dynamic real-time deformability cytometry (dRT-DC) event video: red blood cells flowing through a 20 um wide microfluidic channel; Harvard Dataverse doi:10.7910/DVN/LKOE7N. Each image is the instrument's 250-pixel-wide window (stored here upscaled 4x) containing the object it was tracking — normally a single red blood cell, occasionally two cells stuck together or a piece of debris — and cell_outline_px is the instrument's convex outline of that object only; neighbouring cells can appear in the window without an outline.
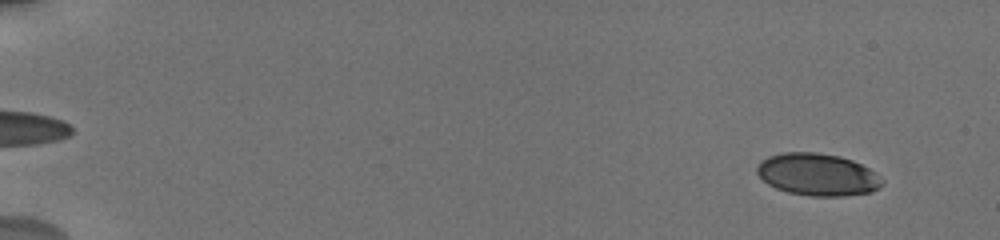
{"species": "human", "species_latin": "Homo sapiens", "temperature_condition": "cold", "stored_images_in_passage": 43, "camera_frame_rate_fps": 3000, "um_per_image_px": 0.085, "donor": {"sex": "male"}, "frame": {"image": 1, "passage_image": 4, "time_ms": 1.333, "image_size_px": [1000, 240], "cell_outline_px": [[884, 184], [880, 188], [872, 192], [844, 196], [812, 196], [788, 192], [776, 188], [768, 184], [756, 172], [756, 168], [760, 160], [768, 156], [784, 152], [816, 152], [840, 156], [852, 160], [876, 172], [884, 180]], "centroid_in_image_um": [69.52, 14.84], "position_along_channel_um": 15.5, "area_um2": 31.04}}
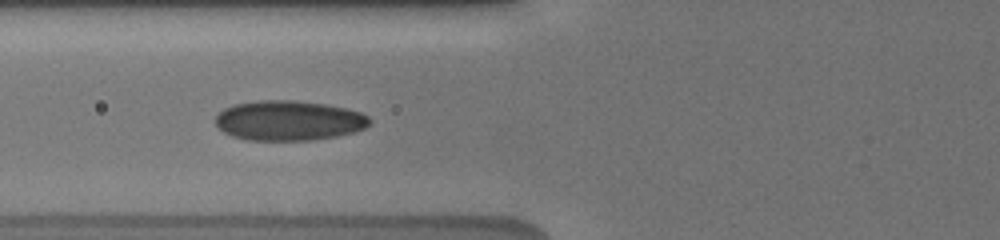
{"frame": {"image": 2, "passage_image": 23, "time_ms": 8.0, "image_size_px": [1000, 240], "cell_outline_px": [[372, 120], [364, 128], [352, 132], [336, 136], [312, 140], [248, 140], [232, 136], [224, 132], [216, 124], [216, 116], [224, 108], [236, 104], [260, 100], [292, 100], [324, 104], [348, 108], [360, 112], [368, 116]], "centroid_in_image_um": [24.55, 10.24], "position_along_channel_um": 101.2, "area_um2": 35.72}}
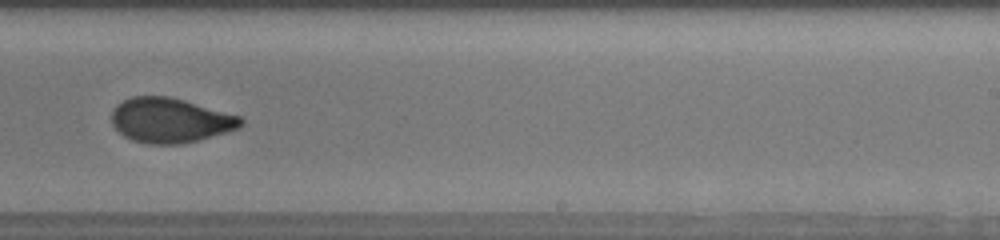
{"frame": {"image": 3, "passage_image": 32, "time_ms": 12.667, "image_size_px": [1000, 240], "cell_outline_px": [[244, 124], [240, 128], [200, 140], [180, 144], [148, 144], [132, 140], [124, 136], [112, 124], [112, 112], [116, 104], [132, 96], [168, 96], [184, 100], [244, 116]], "centroid_in_image_um": [14.52, 10.23], "position_along_channel_um": 274.5, "area_um2": 34.04}, "authors_computed_cell_mechanics": {"area_um2": 32.4258, "velocity_mm_per_s": 3.726, "shape_relaxation_time_tau1_ms": 7.0734, "shape_relaxation_time_tau2_ms": 0.9555, "deformation_change_tau1": 0.1672, "deformation_change_tau2": 0.0535}}